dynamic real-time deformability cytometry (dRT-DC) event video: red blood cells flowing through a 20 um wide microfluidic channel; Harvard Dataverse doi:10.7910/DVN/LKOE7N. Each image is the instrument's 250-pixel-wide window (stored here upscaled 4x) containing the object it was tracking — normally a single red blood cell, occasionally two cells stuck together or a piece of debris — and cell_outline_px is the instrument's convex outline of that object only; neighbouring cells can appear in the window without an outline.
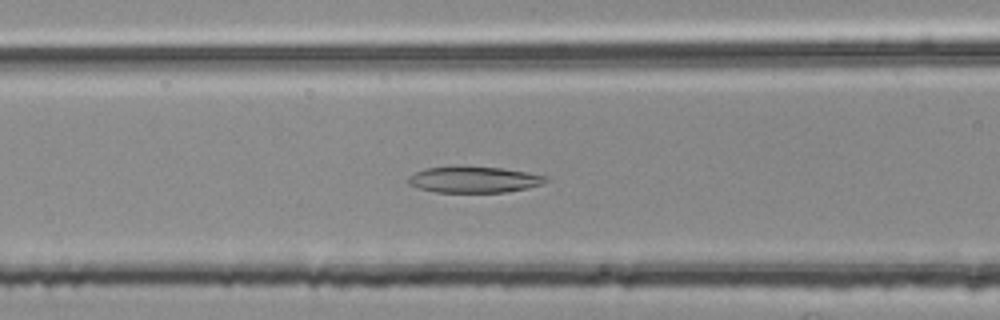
{"species": "common noctule bat (a hibernating species)", "species_latin": "Nyctalus noctula", "temperature_condition": "room temperature", "stored_images_in_passage": 38, "camera_frame_rate_fps": 3000, "um_per_image_px": 0.085, "animal": {"sex": "female", "body_mass_g": 25.1}, "frame": {"image": 1, "passage_image": 8, "time_ms": 2.333, "image_size_px": [1000, 320], "cell_outline_px": [[548, 180], [544, 184], [528, 188], [504, 192], [436, 192], [416, 188], [408, 184], [408, 176], [424, 168], [504, 168], [528, 172], [548, 176]], "centroid_in_image_um": [40.33, 15.29], "position_along_channel_um": 126.3, "area_um2": 20.63}}
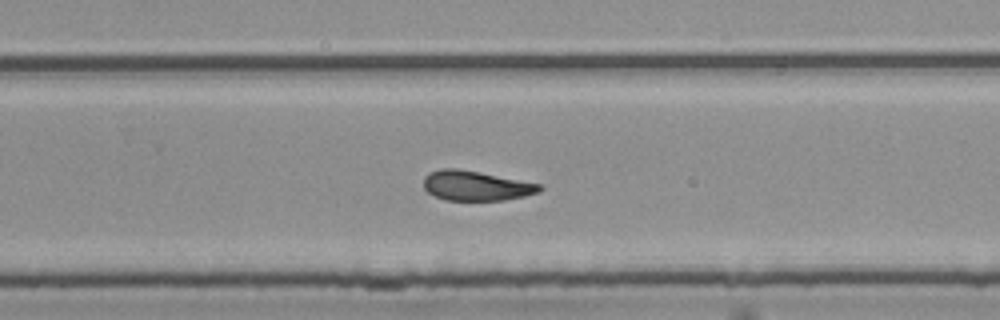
{"frame": {"image": 2, "passage_image": 21, "time_ms": 6.667, "image_size_px": [1000, 320], "cell_outline_px": [[544, 188], [540, 192], [524, 196], [504, 200], [444, 200], [428, 192], [424, 188], [424, 176], [428, 172], [440, 168], [456, 168], [480, 172], [540, 184]], "centroid_in_image_um": [40.44, 15.78], "position_along_channel_um": 289.4, "area_um2": 20.17}}
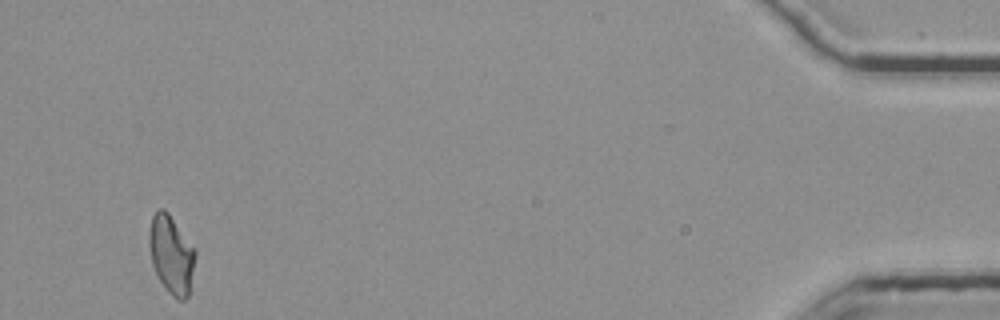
{"frame": {"image": 3, "passage_image": 38, "time_ms": 12.333, "image_size_px": [1000, 320], "cell_outline_px": [[196, 256], [192, 292], [184, 300], [176, 300], [164, 288], [152, 264], [148, 244], [148, 236], [152, 216], [160, 208], [164, 208], [168, 212], [196, 248]], "centroid_in_image_um": [14.61, 21.68], "position_along_channel_um": 420.6, "area_um2": 21.73}, "authors_computed_cell_mechanics": {"area_um2": 20.808, "velocity_mm_per_s": 3.7669, "shape_relaxation_time_tau1_ms": null, "shape_relaxation_time_tau2_ms": 5.6989, "deformation_change_tau1": null, "deformation_change_tau2": 0.1441}}